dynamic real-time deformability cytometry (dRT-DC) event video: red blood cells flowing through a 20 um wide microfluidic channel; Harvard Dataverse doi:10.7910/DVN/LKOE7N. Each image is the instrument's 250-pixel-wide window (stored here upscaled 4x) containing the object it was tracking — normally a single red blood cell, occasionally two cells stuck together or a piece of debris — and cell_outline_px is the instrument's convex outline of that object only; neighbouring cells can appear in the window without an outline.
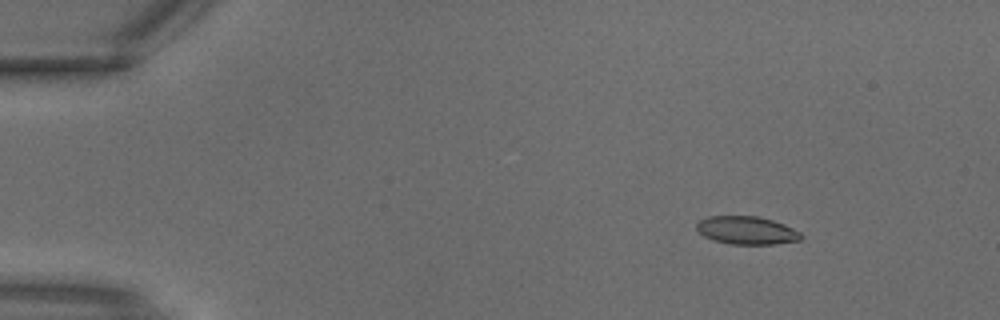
{"species": "common noctule bat (a hibernating species)", "species_latin": "Nyctalus noctula", "temperature_condition": "warm", "stored_images_in_passage": 2, "camera_frame_rate_fps": 3000, "um_per_image_px": 0.085, "animal": {"sex": "male", "body_mass_g": 18.8}, "frame": {"image": 1, "passage_image": 1, "time_ms": 0.0, "image_size_px": [1000, 320], "cell_outline_px": [[804, 236], [800, 240], [776, 244], [732, 244], [712, 240], [704, 236], [696, 228], [696, 224], [700, 220], [708, 216], [760, 216], [784, 224], [800, 232]], "centroid_in_image_um": [63.48, 19.58], "position_along_channel_um": 21.5, "area_um2": 17.11}}